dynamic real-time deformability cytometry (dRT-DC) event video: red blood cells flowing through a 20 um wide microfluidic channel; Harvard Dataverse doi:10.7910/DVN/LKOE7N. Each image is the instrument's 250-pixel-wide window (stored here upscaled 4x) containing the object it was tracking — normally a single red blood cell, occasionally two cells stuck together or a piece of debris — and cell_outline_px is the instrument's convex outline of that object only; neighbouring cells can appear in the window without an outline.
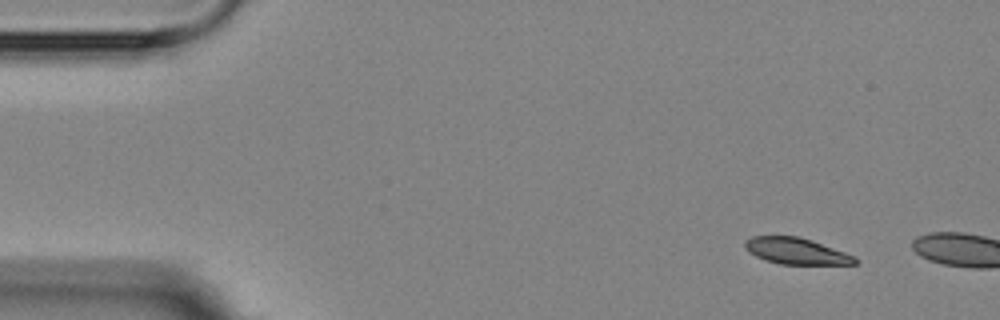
{"species": "Egyptian fruit bat (a non-hibernating species)", "species_latin": "Rousettus aegyptiacus", "temperature_condition": "room temperature", "stored_images_in_passage": 4, "camera_frame_rate_fps": 3000, "um_per_image_px": 0.085, "animal": {"sex": "female"}, "frame": {"image": 1, "passage_image": 1, "time_ms": 0.0, "image_size_px": [1000, 320], "cell_outline_px": [[860, 260], [856, 264], [780, 264], [764, 260], [748, 252], [744, 248], [744, 240], [752, 236], [796, 236], [812, 240], [856, 256]], "centroid_in_image_um": [67.67, 21.34], "position_along_channel_um": 17.3, "area_um2": 17.05}}